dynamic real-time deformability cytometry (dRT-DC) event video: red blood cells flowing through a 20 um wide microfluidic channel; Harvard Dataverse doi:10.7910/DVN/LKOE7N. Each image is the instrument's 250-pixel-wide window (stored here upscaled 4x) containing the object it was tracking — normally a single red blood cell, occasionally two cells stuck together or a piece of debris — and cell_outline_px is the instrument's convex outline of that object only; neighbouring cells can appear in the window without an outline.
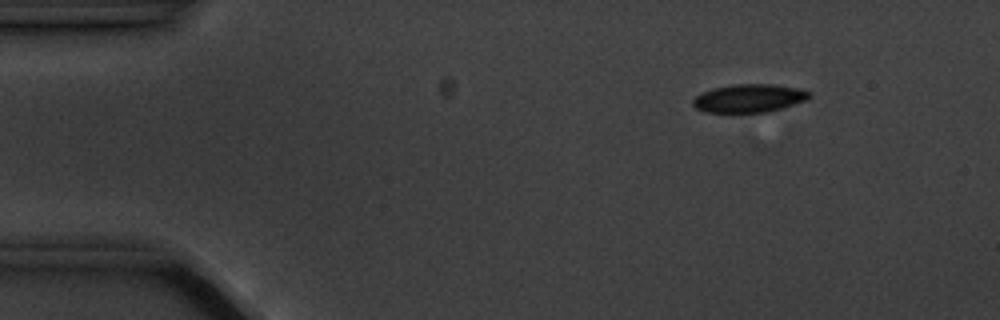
{"species": "common noctule bat (a hibernating species)", "species_latin": "Nyctalus noctula", "temperature_condition": "cold", "stored_images_in_passage": 4, "camera_frame_rate_fps": 3000, "um_per_image_px": 0.085, "animal": {"sex": "male", "body_mass_g": 20.1, "forearm_length_mm": 53.5}, "frame": {"image": 1, "passage_image": 2, "time_ms": 1.0, "image_size_px": [1000, 320], "cell_outline_px": [[812, 96], [808, 100], [780, 108], [764, 112], [704, 112], [696, 108], [692, 104], [692, 100], [696, 96], [712, 88], [736, 84], [772, 84], [796, 88], [812, 92]], "centroid_in_image_um": [63.68, 8.34], "position_along_channel_um": 21.3, "area_um2": 19.02}}
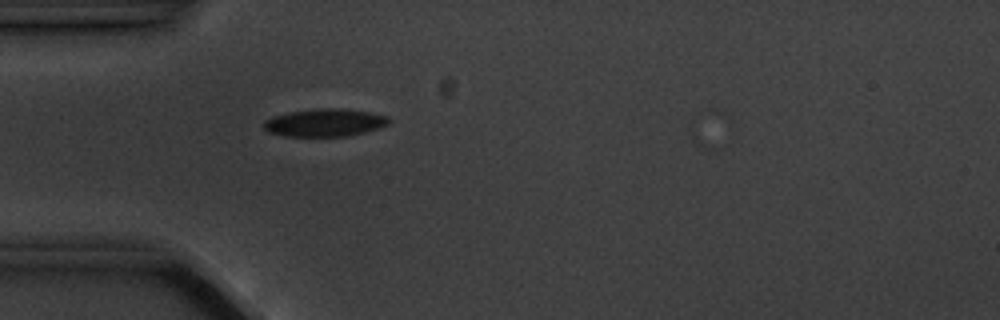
{"frame": {"image": 2, "passage_image": 4, "time_ms": 4.0, "image_size_px": [1000, 320], "cell_outline_px": [[392, 120], [388, 124], [364, 132], [344, 136], [284, 136], [268, 132], [264, 128], [264, 120], [272, 116], [288, 112], [320, 108], [344, 108], [368, 112], [388, 116]], "centroid_in_image_um": [27.58, 10.41], "position_along_channel_um": 57.4, "area_um2": 20.17}}